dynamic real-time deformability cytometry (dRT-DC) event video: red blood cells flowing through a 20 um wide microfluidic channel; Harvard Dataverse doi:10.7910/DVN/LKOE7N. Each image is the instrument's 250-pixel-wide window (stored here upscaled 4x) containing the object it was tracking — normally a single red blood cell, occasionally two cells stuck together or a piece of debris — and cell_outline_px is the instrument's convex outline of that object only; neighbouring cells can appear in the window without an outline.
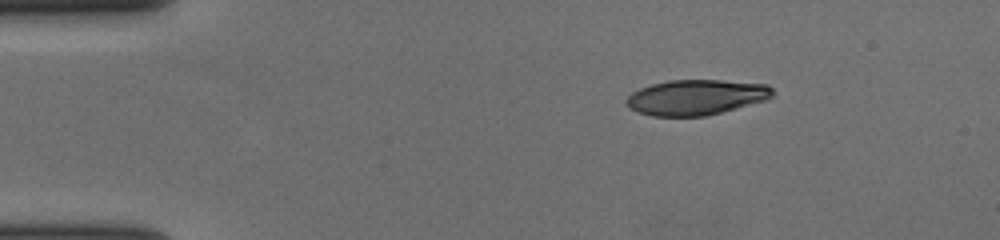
{"species": "human", "species_latin": "Homo sapiens", "temperature_condition": "cold", "stored_images_in_passage": 48, "camera_frame_rate_fps": 3000, "um_per_image_px": 0.085, "donor": {"sex": "female"}, "frame": {"image": 1, "passage_image": 1, "time_ms": 0.0, "image_size_px": [1000, 240], "cell_outline_px": [[776, 92], [772, 96], [764, 100], [736, 108], [704, 116], [652, 116], [636, 112], [628, 108], [624, 104], [624, 100], [632, 92], [640, 88], [652, 84], [668, 80], [720, 80], [768, 84]], "centroid_in_image_um": [59.12, 8.26], "position_along_channel_um": 25.9, "area_um2": 30.23}}
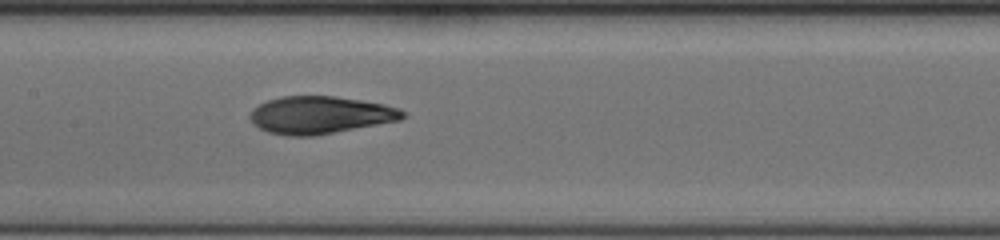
{"frame": {"image": 2, "passage_image": 20, "time_ms": 6.333, "image_size_px": [1000, 240], "cell_outline_px": [[404, 116], [400, 120], [312, 136], [284, 136], [268, 132], [252, 124], [248, 116], [252, 108], [268, 100], [284, 96], [336, 96], [384, 104], [400, 108], [404, 112]], "centroid_in_image_um": [27.17, 9.77], "position_along_channel_um": 180.2, "area_um2": 33.29}}
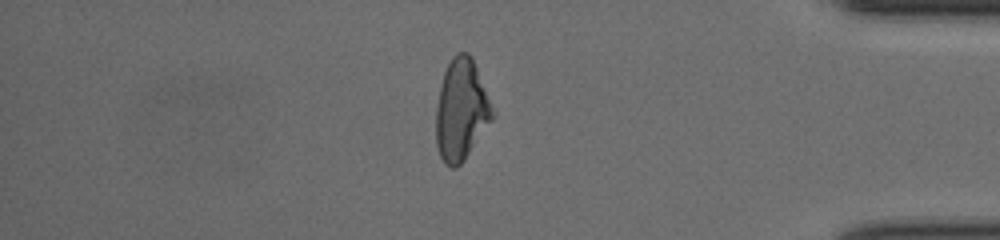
{"frame": {"image": 3, "passage_image": 40, "time_ms": 13.0, "image_size_px": [1000, 240], "cell_outline_px": [[496, 112], [492, 120], [464, 160], [456, 168], [452, 168], [444, 164], [440, 156], [436, 144], [436, 108], [440, 88], [444, 72], [452, 56], [456, 52], [468, 52], [472, 56]], "centroid_in_image_um": [39.22, 9.33], "position_along_channel_um": 396.0, "area_um2": 33.52}, "authors_computed_cell_mechanics": {"area_um2": 33.0905, "velocity_mm_per_s": 3.6923, "shape_relaxation_time_tau1_ms": 8.0165, "shape_relaxation_time_tau2_ms": 1.3784, "deformation_change_tau1": 0.244, "deformation_change_tau2": 0.0711}}